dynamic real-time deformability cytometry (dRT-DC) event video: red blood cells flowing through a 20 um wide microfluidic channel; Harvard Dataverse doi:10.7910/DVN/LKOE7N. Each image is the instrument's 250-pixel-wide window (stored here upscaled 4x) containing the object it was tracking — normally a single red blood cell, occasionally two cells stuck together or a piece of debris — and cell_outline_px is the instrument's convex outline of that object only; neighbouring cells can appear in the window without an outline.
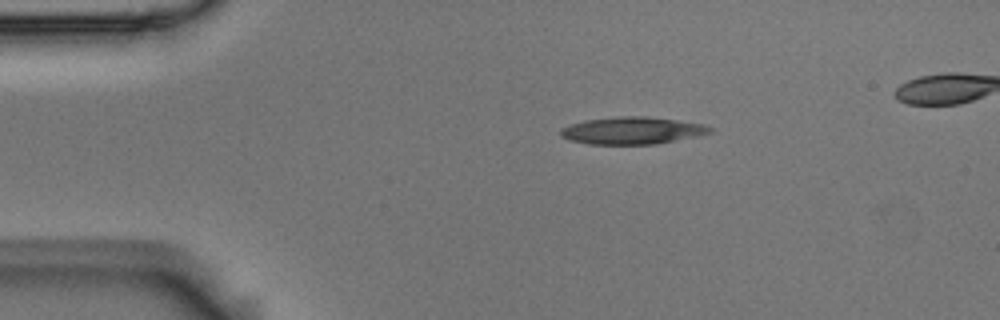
{"species": "Egyptian fruit bat (a non-hibernating species)", "species_latin": "Rousettus aegyptiacus", "temperature_condition": "room temperature", "stored_images_in_passage": 42, "camera_frame_rate_fps": 3000, "um_per_image_px": 0.085, "animal": {"sex": "male"}, "frame": {"image": 1, "passage_image": 1, "time_ms": 0.0, "image_size_px": [1000, 320], "cell_outline_px": [[716, 128], [712, 132], [656, 144], [588, 144], [568, 140], [560, 136], [560, 128], [584, 120], [624, 116], [644, 116], [676, 120], [704, 124]], "centroid_in_image_um": [53.71, 11.1], "position_along_channel_um": 31.3, "area_um2": 23.58}}
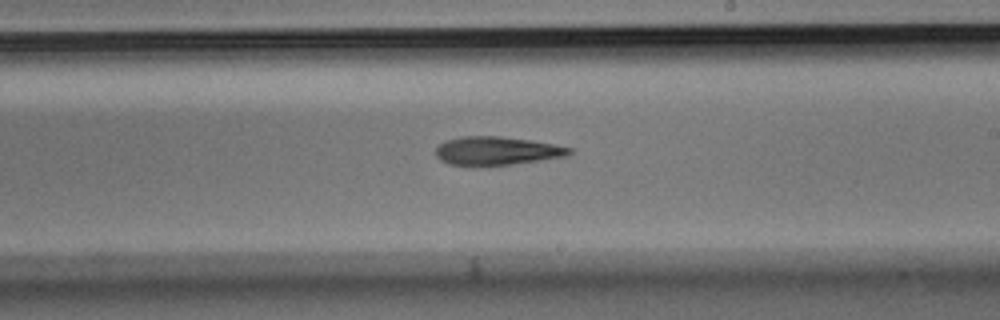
{"frame": {"image": 2, "passage_image": 22, "time_ms": 7.0, "image_size_px": [1000, 320], "cell_outline_px": [[572, 152], [564, 156], [540, 160], [512, 164], [448, 164], [440, 160], [436, 156], [436, 148], [444, 140], [460, 136], [500, 136], [528, 140], [552, 144], [572, 148]], "centroid_in_image_um": [42.18, 12.8], "position_along_channel_um": 246.8, "area_um2": 21.62}}
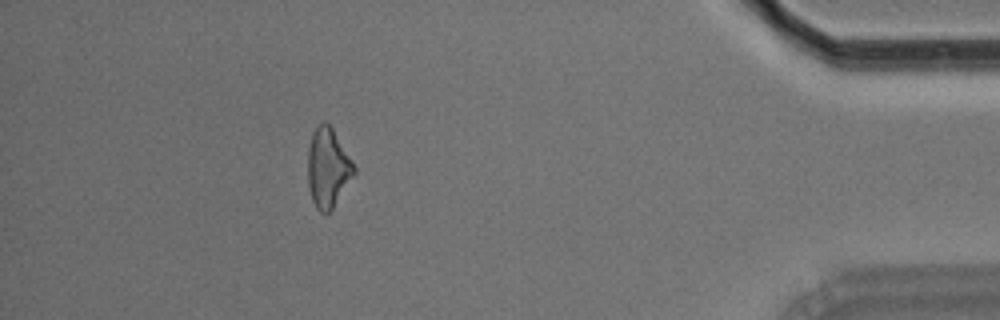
{"frame": {"image": 3, "passage_image": 39, "time_ms": 12.667, "image_size_px": [1000, 320], "cell_outline_px": [[356, 172], [332, 208], [328, 212], [320, 212], [316, 208], [312, 200], [308, 184], [308, 148], [312, 132], [324, 120], [332, 128], [352, 160], [356, 168]], "centroid_in_image_um": [27.86, 14.25], "position_along_channel_um": 407.3, "area_um2": 21.1}}